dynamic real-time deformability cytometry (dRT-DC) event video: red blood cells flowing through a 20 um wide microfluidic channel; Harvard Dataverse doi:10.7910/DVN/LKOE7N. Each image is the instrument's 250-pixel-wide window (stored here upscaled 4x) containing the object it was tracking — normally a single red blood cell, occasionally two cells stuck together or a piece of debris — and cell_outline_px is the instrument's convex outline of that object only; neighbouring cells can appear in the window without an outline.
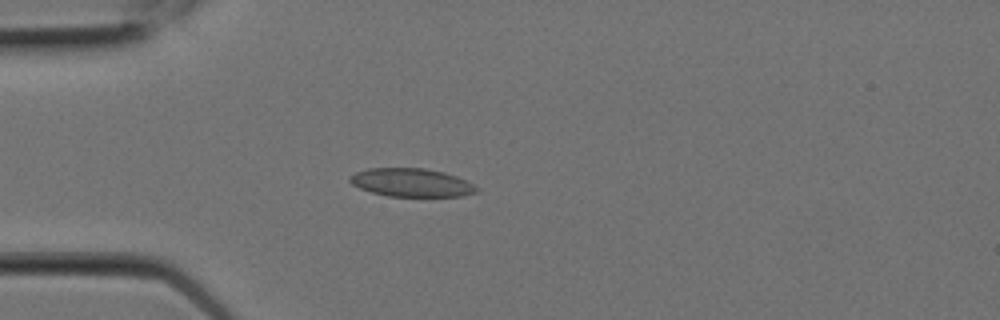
{"species": "Egyptian fruit bat (a non-hibernating species)", "species_latin": "Rousettus aegyptiacus", "temperature_condition": "room temperature", "stored_images_in_passage": 6, "camera_frame_rate_fps": 3000, "um_per_image_px": 0.085, "animal": {"sex": "female"}, "frame": {"image": 1, "passage_image": 1, "time_ms": 0.0, "image_size_px": [1000, 320], "cell_outline_px": [[480, 188], [476, 192], [460, 196], [388, 196], [372, 192], [360, 188], [352, 184], [348, 180], [348, 176], [356, 172], [368, 168], [424, 168], [444, 172], [456, 176]], "centroid_in_image_um": [34.94, 15.51], "position_along_channel_um": 50.1, "area_um2": 20.81}}
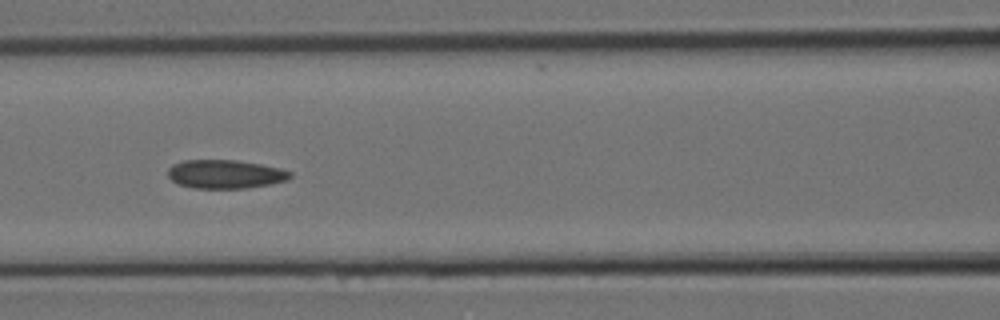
{"frame": {"image": 2, "passage_image": 4, "time_ms": 1.0, "image_size_px": [1000, 320], "cell_outline_px": [[292, 176], [288, 180], [272, 184], [244, 188], [192, 188], [180, 184], [172, 180], [168, 176], [168, 168], [172, 164], [184, 160], [236, 160], [260, 164], [280, 168], [292, 172]], "centroid_in_image_um": [19.16, 14.8], "position_along_channel_um": 147.4, "area_um2": 20.46}}
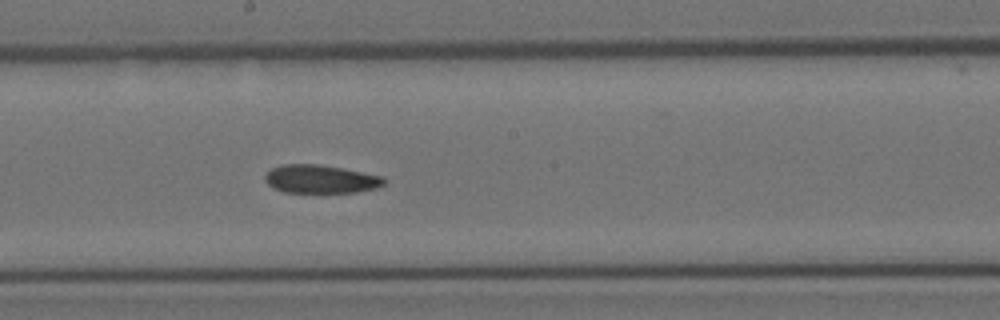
{"frame": {"image": 3, "passage_image": 6, "time_ms": 1.667, "image_size_px": [1000, 320], "cell_outline_px": [[388, 180], [384, 184], [376, 188], [356, 192], [284, 192], [272, 188], [264, 180], [264, 176], [272, 168], [284, 164], [316, 164], [340, 168], [384, 176]], "centroid_in_image_um": [27.26, 15.22], "position_along_channel_um": 220.9, "area_um2": 19.59}}